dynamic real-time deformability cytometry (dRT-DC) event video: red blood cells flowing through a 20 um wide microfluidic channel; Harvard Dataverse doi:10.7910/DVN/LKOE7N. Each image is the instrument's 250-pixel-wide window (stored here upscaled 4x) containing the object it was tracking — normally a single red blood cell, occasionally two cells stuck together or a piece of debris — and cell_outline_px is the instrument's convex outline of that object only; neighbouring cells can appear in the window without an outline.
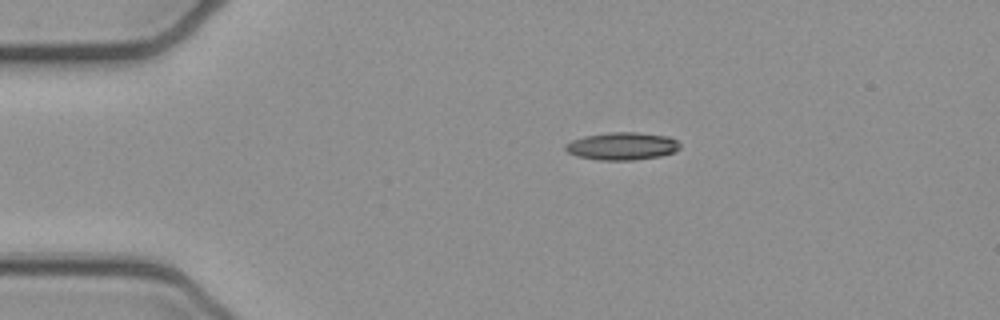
{"species": "common noctule bat (a hibernating species)", "species_latin": "Nyctalus noctula", "temperature_condition": "cold", "stored_images_in_passage": 43, "camera_frame_rate_fps": 3000, "um_per_image_px": 0.085, "animal": {"sex": "female", "body_mass_g": 21.9}, "frame": {"image": 1, "passage_image": 1, "time_ms": 0.0, "image_size_px": [1000, 320], "cell_outline_px": [[680, 148], [676, 152], [660, 156], [632, 160], [596, 160], [576, 156], [568, 152], [564, 148], [564, 144], [572, 140], [584, 136], [612, 132], [636, 132], [668, 136], [676, 140], [680, 144]], "centroid_in_image_um": [52.87, 12.42], "position_along_channel_um": 32.1, "area_um2": 18.55}}
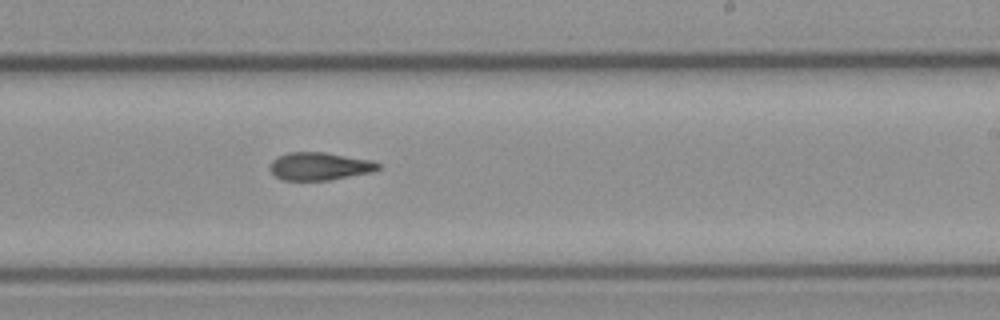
{"frame": {"image": 2, "passage_image": 22, "time_ms": 7.0, "image_size_px": [1000, 320], "cell_outline_px": [[380, 168], [372, 172], [328, 180], [280, 180], [268, 168], [268, 164], [276, 156], [288, 152], [324, 152], [372, 160], [380, 164]], "centroid_in_image_um": [27.12, 14.12], "position_along_channel_um": 261.9, "area_um2": 17.69}}
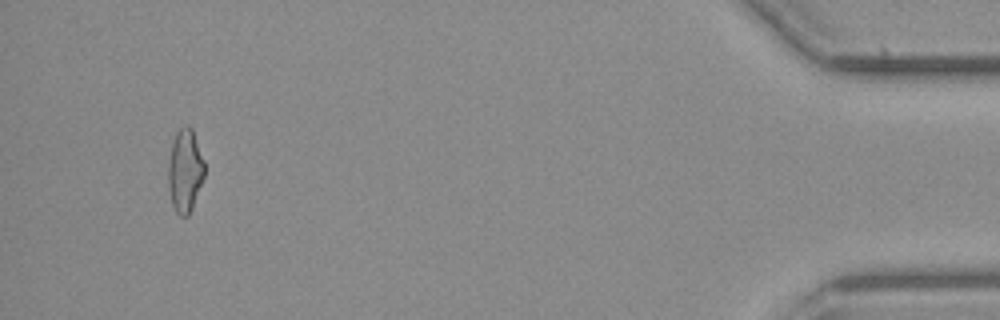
{"frame": {"image": 3, "passage_image": 40, "time_ms": 13.0, "image_size_px": [1000, 320], "cell_outline_px": [[204, 176], [192, 208], [188, 216], [180, 216], [176, 212], [172, 204], [168, 188], [168, 160], [172, 140], [176, 132], [180, 128], [188, 124], [192, 128], [204, 160]], "centroid_in_image_um": [15.71, 14.48], "position_along_channel_um": 419.5, "area_um2": 17.69}, "authors_computed_cell_mechanics": {"area_um2": 17.918, "velocity_mm_per_s": 3.9403, "shape_relaxation_time_tau1_ms": null, "shape_relaxation_time_tau2_ms": 7.1744, "deformation_change_tau1": null, "deformation_change_tau2": 0.1831}}